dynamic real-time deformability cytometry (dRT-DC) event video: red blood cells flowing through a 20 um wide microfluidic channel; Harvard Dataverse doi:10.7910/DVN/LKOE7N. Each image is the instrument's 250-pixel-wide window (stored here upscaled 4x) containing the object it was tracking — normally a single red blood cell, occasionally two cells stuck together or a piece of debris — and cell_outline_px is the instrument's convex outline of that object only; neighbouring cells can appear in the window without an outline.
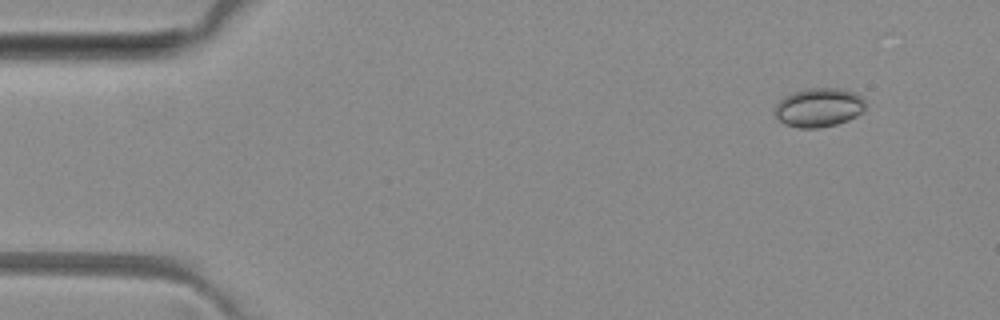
{"species": "common noctule bat (a hibernating species)", "species_latin": "Nyctalus noctula", "temperature_condition": "room temperature", "stored_images_in_passage": 6, "camera_frame_rate_fps": 3000, "um_per_image_px": 0.085, "animal": {"sex": "female", "body_mass_g": 29.2, "forearm_length_mm": 56.3}, "frame": {"image": 1, "passage_image": 2, "time_ms": 1.0, "image_size_px": [1000, 320], "cell_outline_px": [[864, 112], [848, 120], [836, 124], [820, 128], [800, 128], [784, 124], [772, 112], [776, 104], [784, 96], [792, 92], [808, 88], [844, 88], [856, 92], [864, 100]], "centroid_in_image_um": [69.59, 9.13], "position_along_channel_um": 15.4, "area_um2": 20.87}}
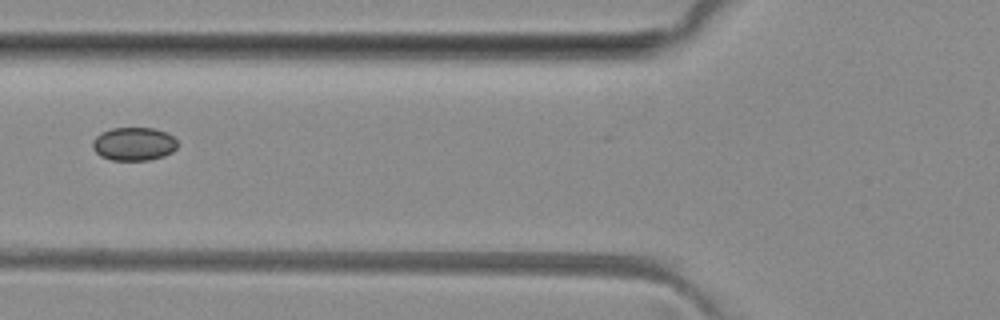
{"frame": {"image": 2, "passage_image": 5, "time_ms": 6.0, "image_size_px": [1000, 320], "cell_outline_px": [[176, 148], [172, 152], [164, 156], [148, 160], [112, 160], [100, 156], [92, 148], [92, 140], [100, 132], [112, 128], [156, 128], [168, 132], [176, 140]], "centroid_in_image_um": [11.36, 12.22], "position_along_channel_um": 114.4, "area_um2": 16.65}}
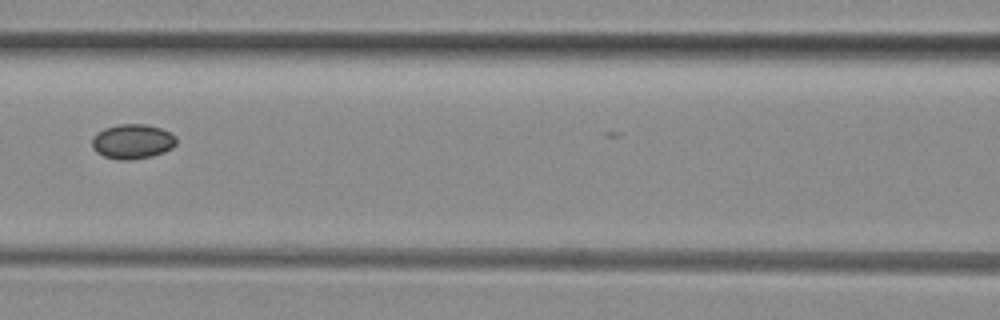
{"frame": {"image": 3, "passage_image": 6, "time_ms": 7.0, "image_size_px": [1000, 320], "cell_outline_px": [[176, 144], [172, 148], [164, 152], [152, 156], [128, 160], [120, 160], [104, 156], [96, 152], [92, 148], [92, 136], [96, 132], [104, 128], [120, 124], [144, 124], [160, 128], [176, 136]], "centroid_in_image_um": [11.23, 12.03], "position_along_channel_um": 155.4, "area_um2": 17.11}}